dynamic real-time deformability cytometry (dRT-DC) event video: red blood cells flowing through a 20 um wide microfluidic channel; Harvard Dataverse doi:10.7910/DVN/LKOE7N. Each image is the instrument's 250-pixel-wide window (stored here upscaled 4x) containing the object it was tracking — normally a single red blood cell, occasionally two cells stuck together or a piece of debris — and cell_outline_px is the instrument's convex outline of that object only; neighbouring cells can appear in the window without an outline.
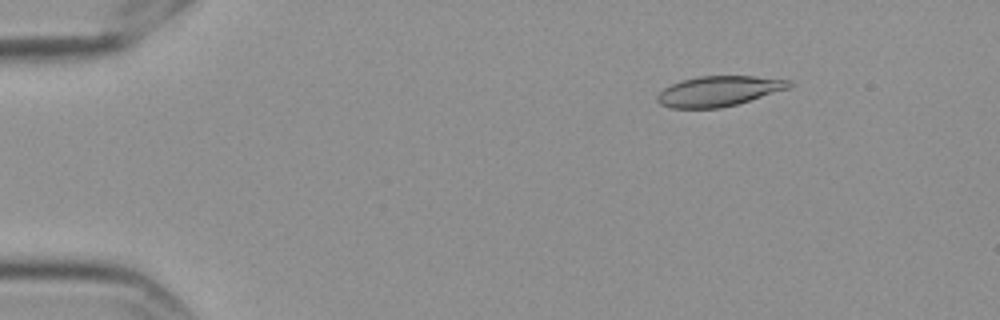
{"species": "Egyptian fruit bat (a non-hibernating species)", "species_latin": "Rousettus aegyptiacus", "temperature_condition": "cold", "stored_images_in_passage": 56, "camera_frame_rate_fps": 3000, "um_per_image_px": 0.085, "frame": {"image": 1, "passage_image": 7, "time_ms": 2.0, "image_size_px": [1000, 320], "cell_outline_px": [[792, 84], [788, 88], [736, 104], [720, 108], [672, 108], [660, 104], [656, 100], [656, 96], [664, 88], [680, 80], [700, 76], [756, 76], [792, 80]], "centroid_in_image_um": [61.07, 7.74], "position_along_channel_um": 23.9, "area_um2": 23.06}}
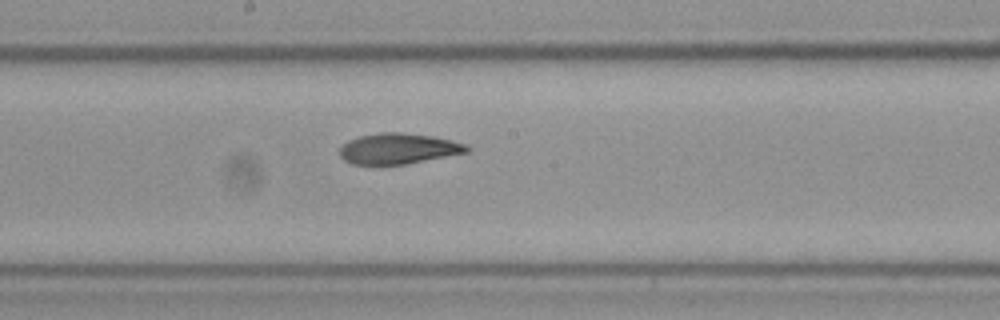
{"frame": {"image": 2, "passage_image": 30, "time_ms": 9.667, "image_size_px": [1000, 320], "cell_outline_px": [[472, 148], [468, 152], [404, 164], [352, 164], [344, 160], [340, 156], [340, 148], [348, 140], [360, 136], [380, 132], [400, 132], [432, 136], [452, 140], [468, 144]], "centroid_in_image_um": [33.88, 12.62], "position_along_channel_um": 214.3, "area_um2": 22.66}}
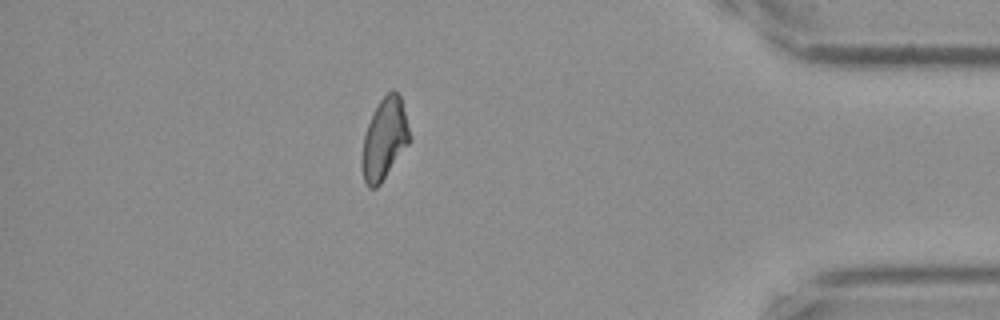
{"frame": {"image": 3, "passage_image": 49, "time_ms": 16.0, "image_size_px": [1000, 320], "cell_outline_px": [[412, 136], [408, 144], [380, 184], [376, 188], [368, 188], [364, 180], [360, 160], [364, 136], [368, 124], [380, 100], [392, 88], [400, 96]], "centroid_in_image_um": [32.67, 11.83], "position_along_channel_um": 402.5, "area_um2": 22.43}, "authors_computed_cell_mechanics": {"area_um2": 23.2356, "velocity_mm_per_s": 3.5623, "shape_relaxation_time_tau1_ms": 8.7683, "shape_relaxation_time_tau2_ms": 4.033, "deformation_change_tau1": 0.1822, "deformation_change_tau2": 0.0959}}